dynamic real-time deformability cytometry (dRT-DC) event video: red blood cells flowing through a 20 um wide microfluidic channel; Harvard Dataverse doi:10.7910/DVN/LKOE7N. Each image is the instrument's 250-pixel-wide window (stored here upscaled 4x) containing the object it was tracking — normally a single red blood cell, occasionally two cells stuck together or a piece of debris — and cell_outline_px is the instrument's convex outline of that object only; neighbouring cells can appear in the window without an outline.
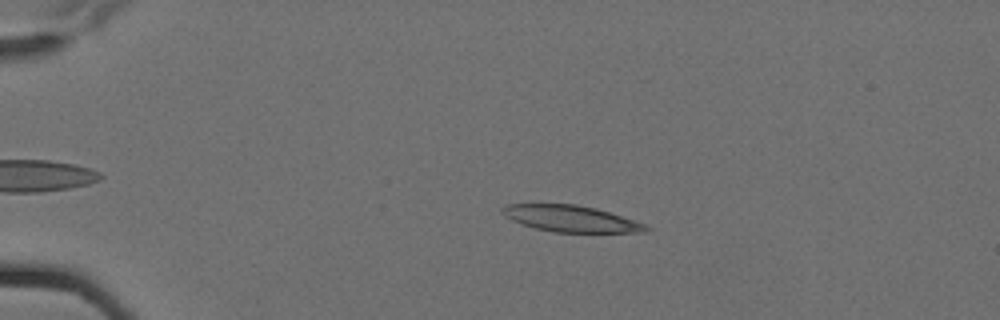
{"species": "Egyptian fruit bat (a non-hibernating species)", "species_latin": "Rousettus aegyptiacus", "temperature_condition": "cold", "stored_images_in_passage": 4, "camera_frame_rate_fps": 3000, "um_per_image_px": 0.085, "animal": {"sex": "female"}, "frame": {"image": 1, "passage_image": 3, "time_ms": 0.667, "image_size_px": [1000, 320], "cell_outline_px": [[652, 228], [644, 232], [552, 232], [520, 224], [504, 216], [500, 212], [500, 208], [504, 204], [576, 204], [596, 208], [644, 224]], "centroid_in_image_um": [48.44, 18.58], "position_along_channel_um": 36.6, "area_um2": 22.02}}